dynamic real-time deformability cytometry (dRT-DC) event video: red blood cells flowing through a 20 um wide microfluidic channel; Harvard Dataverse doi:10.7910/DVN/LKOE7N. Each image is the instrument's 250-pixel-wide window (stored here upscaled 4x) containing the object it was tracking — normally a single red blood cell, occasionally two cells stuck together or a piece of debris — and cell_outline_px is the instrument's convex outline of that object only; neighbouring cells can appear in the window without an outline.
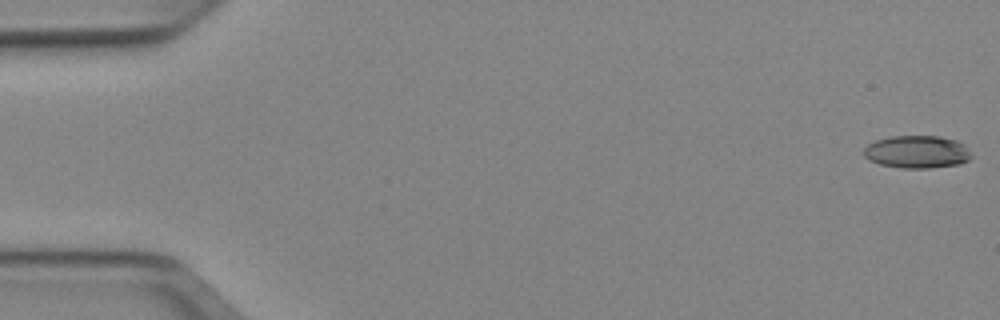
{"species": "Egyptian fruit bat (a non-hibernating species)", "species_latin": "Rousettus aegyptiacus", "temperature_condition": "cold", "stored_images_in_passage": 52, "camera_frame_rate_fps": 3000, "um_per_image_px": 0.085, "animal": {"sex": "female"}, "frame": {"image": 1, "passage_image": 1, "time_ms": 0.0, "image_size_px": [1000, 320], "cell_outline_px": [[972, 156], [968, 160], [960, 164], [932, 168], [900, 168], [880, 164], [868, 160], [864, 156], [864, 148], [868, 144], [876, 140], [892, 136], [940, 136], [956, 140], [964, 144]], "centroid_in_image_um": [77.94, 12.91], "position_along_channel_um": 7.1, "area_um2": 20.58}}
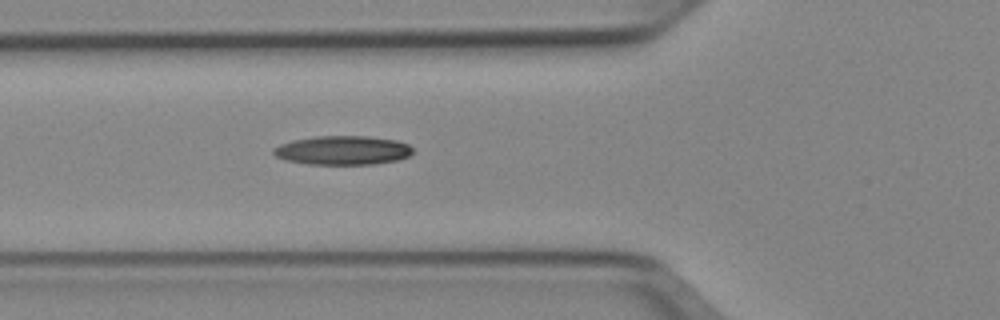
{"frame": {"image": 2, "passage_image": 19, "time_ms": 6.0, "image_size_px": [1000, 320], "cell_outline_px": [[412, 152], [408, 156], [400, 160], [372, 164], [308, 164], [284, 160], [276, 156], [272, 152], [272, 148], [280, 144], [292, 140], [316, 136], [368, 136], [396, 140], [408, 144], [412, 148]], "centroid_in_image_um": [29.11, 12.77], "position_along_channel_um": 96.7, "area_um2": 23.64}}
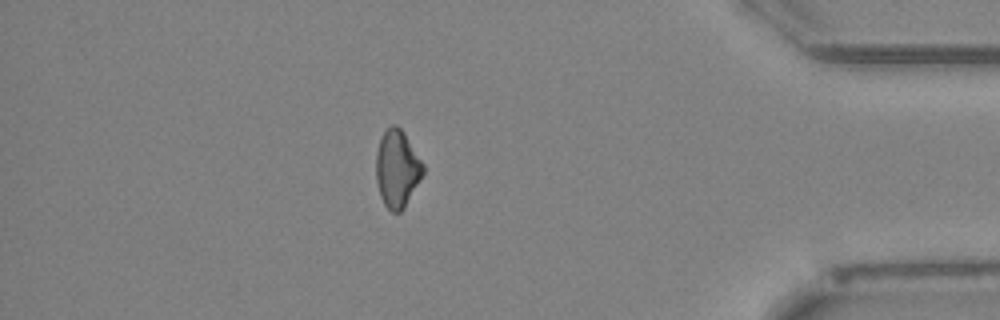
{"frame": {"image": 3, "passage_image": 45, "time_ms": 14.667, "image_size_px": [1000, 320], "cell_outline_px": [[424, 172], [404, 208], [400, 212], [392, 212], [384, 204], [380, 196], [376, 180], [376, 152], [380, 136], [392, 124], [396, 124], [404, 132], [424, 164]], "centroid_in_image_um": [33.74, 14.32], "position_along_channel_um": 401.5, "area_um2": 21.21}}